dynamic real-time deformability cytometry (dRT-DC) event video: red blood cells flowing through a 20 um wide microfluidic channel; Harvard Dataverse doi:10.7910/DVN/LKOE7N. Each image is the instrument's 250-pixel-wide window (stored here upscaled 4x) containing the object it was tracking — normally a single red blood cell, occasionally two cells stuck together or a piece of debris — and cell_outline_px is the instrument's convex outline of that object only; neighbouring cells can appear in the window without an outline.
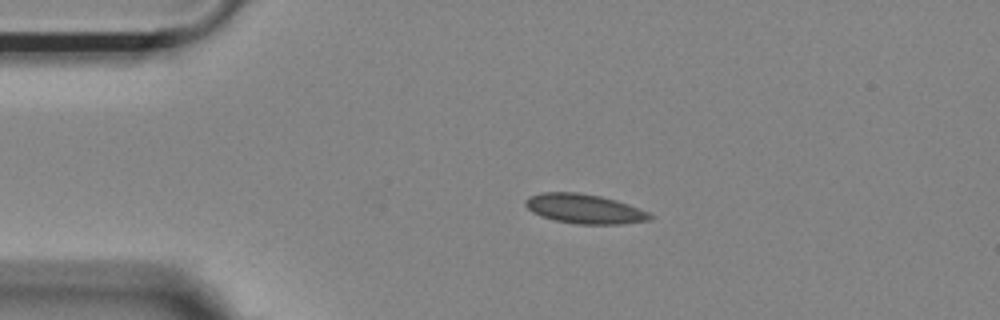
{"species": "Egyptian fruit bat (a non-hibernating species)", "species_latin": "Rousettus aegyptiacus", "temperature_condition": "room temperature", "stored_images_in_passage": 44, "camera_frame_rate_fps": 3000, "um_per_image_px": 0.085, "animal": {"sex": "female"}, "frame": {"image": 1, "passage_image": 1, "time_ms": 0.0, "image_size_px": [1000, 320], "cell_outline_px": [[656, 216], [652, 220], [624, 224], [576, 224], [556, 220], [540, 216], [532, 212], [524, 204], [524, 200], [528, 196], [540, 192], [576, 192], [600, 196], [616, 200], [640, 208]], "centroid_in_image_um": [49.7, 17.75], "position_along_channel_um": 35.3, "area_um2": 21.68}}
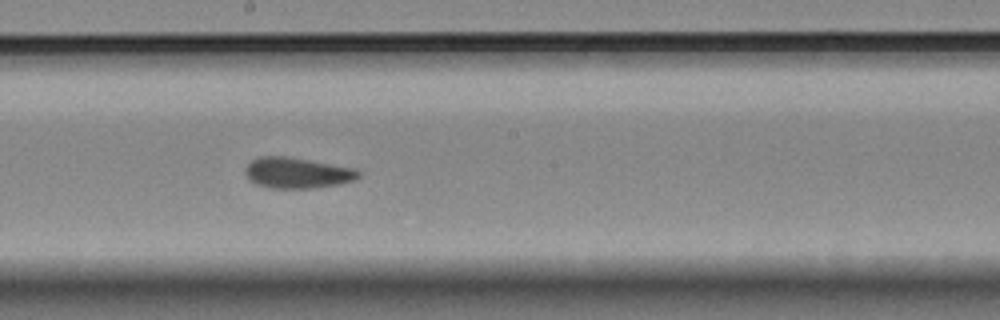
{"frame": {"image": 2, "passage_image": 19, "time_ms": 6.0, "image_size_px": [1000, 320], "cell_outline_px": [[360, 176], [352, 180], [340, 184], [316, 188], [268, 188], [256, 184], [248, 180], [244, 172], [244, 168], [252, 160], [260, 156], [288, 156], [356, 168], [360, 172]], "centroid_in_image_um": [25.24, 14.69], "position_along_channel_um": 223.0, "area_um2": 20.58}}
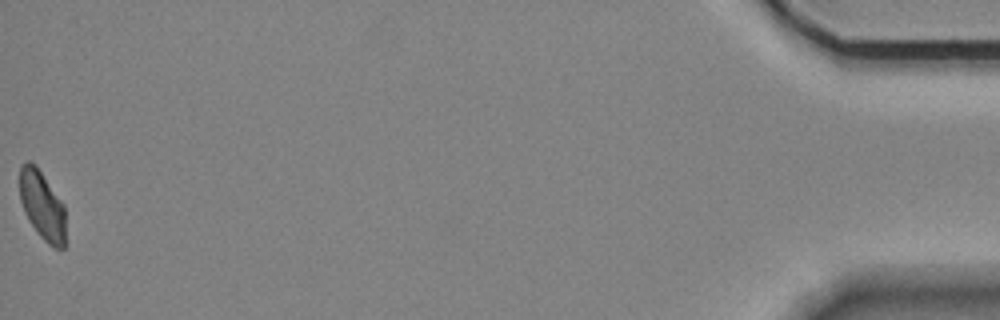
{"frame": {"image": 3, "passage_image": 44, "time_ms": 14.333, "image_size_px": [1000, 320], "cell_outline_px": [[64, 248], [52, 248], [36, 232], [28, 220], [24, 212], [20, 200], [20, 164], [28, 160], [32, 160], [36, 164], [64, 204]], "centroid_in_image_um": [3.56, 17.42], "position_along_channel_um": 431.6, "area_um2": 18.61}, "authors_computed_cell_mechanics": {"area_um2": 20.1722, "velocity_mm_per_s": 3.673, "shape_relaxation_time_tau1_ms": 7.1788, "shape_relaxation_time_tau2_ms": 1.9297, "deformation_change_tau1": 0.1326, "deformation_change_tau2": 0.0672}}